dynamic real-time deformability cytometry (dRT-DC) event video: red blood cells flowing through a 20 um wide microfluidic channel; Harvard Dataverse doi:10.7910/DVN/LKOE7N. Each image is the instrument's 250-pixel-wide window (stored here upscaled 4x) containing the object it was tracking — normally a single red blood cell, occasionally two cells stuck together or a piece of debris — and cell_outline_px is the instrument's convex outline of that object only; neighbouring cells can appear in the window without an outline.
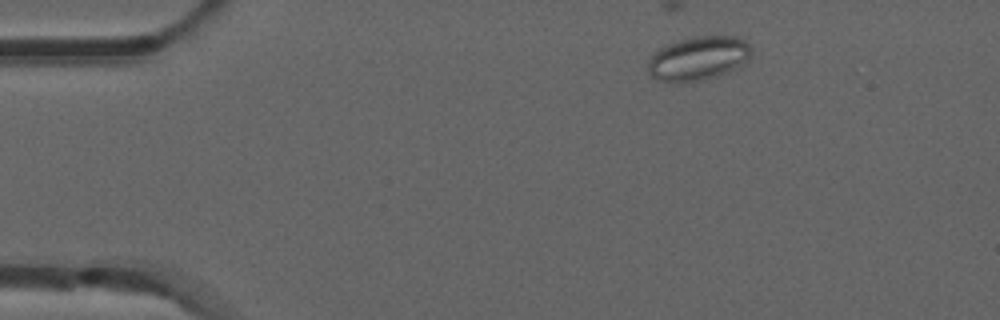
{"species": "common noctule bat (a hibernating species)", "species_latin": "Nyctalus noctula", "temperature_condition": "room temperature", "stored_images_in_passage": 46, "camera_frame_rate_fps": 3000, "um_per_image_px": 0.085, "animal": {"sex": "male", "forearm_length_mm": 52.5}, "frame": {"image": 1, "passage_image": 1, "time_ms": 0.0, "image_size_px": [1000, 320], "cell_outline_px": [[752, 52], [748, 60], [716, 76], [700, 80], [680, 84], [660, 80], [652, 76], [648, 72], [648, 60], [660, 48], [668, 44], [680, 40], [696, 36], [736, 36], [744, 40], [752, 48]], "centroid_in_image_um": [59.34, 4.96], "position_along_channel_um": 25.7, "area_um2": 26.18}}
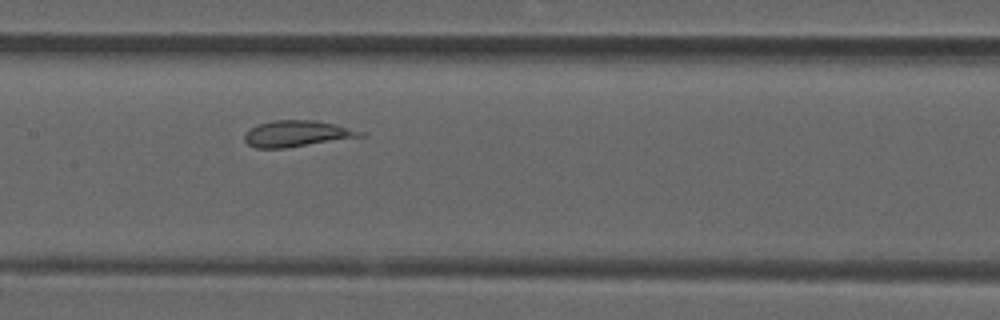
{"frame": {"image": 2, "passage_image": 19, "time_ms": 6.0, "image_size_px": [1000, 320], "cell_outline_px": [[368, 136], [284, 148], [256, 148], [248, 144], [244, 140], [244, 136], [252, 128], [260, 124], [272, 120], [316, 120], [368, 132]], "centroid_in_image_um": [25.33, 11.36], "position_along_channel_um": 182.1, "area_um2": 17.69}}
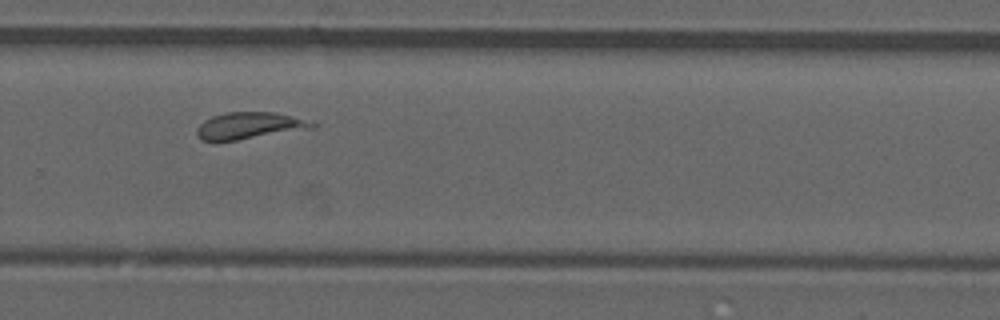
{"frame": {"image": 3, "passage_image": 29, "time_ms": 9.333, "image_size_px": [1000, 320], "cell_outline_px": [[320, 124], [316, 128], [236, 140], [200, 140], [196, 136], [196, 128], [204, 120], [212, 116], [224, 112], [276, 112], [316, 120]], "centroid_in_image_um": [21.32, 10.66], "position_along_channel_um": 308.5, "area_um2": 18.5}}